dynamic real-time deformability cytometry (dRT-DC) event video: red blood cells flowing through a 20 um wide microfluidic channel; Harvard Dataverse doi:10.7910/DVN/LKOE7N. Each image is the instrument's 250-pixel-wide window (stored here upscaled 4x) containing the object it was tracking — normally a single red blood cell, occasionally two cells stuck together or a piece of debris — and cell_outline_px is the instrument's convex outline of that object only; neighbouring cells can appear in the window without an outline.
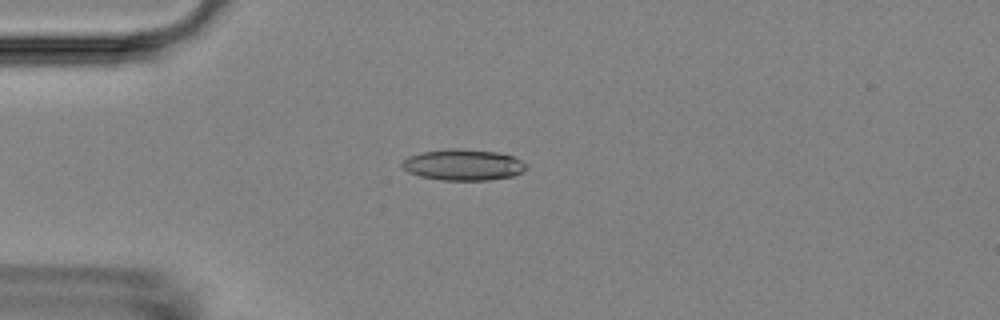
{"species": "Egyptian fruit bat (a non-hibernating species)", "species_latin": "Rousettus aegyptiacus", "temperature_condition": "room temperature", "stored_images_in_passage": 5, "camera_frame_rate_fps": 3000, "um_per_image_px": 0.085, "animal": {"sex": "female"}, "frame": {"image": 1, "passage_image": 3, "time_ms": 3.333, "image_size_px": [1000, 320], "cell_outline_px": [[528, 168], [524, 172], [512, 176], [488, 180], [440, 180], [420, 176], [408, 172], [400, 164], [408, 156], [420, 152], [448, 148], [456, 148], [496, 152], [512, 156], [528, 164]], "centroid_in_image_um": [39.38, 14.01], "position_along_channel_um": 45.6, "area_um2": 22.66}}